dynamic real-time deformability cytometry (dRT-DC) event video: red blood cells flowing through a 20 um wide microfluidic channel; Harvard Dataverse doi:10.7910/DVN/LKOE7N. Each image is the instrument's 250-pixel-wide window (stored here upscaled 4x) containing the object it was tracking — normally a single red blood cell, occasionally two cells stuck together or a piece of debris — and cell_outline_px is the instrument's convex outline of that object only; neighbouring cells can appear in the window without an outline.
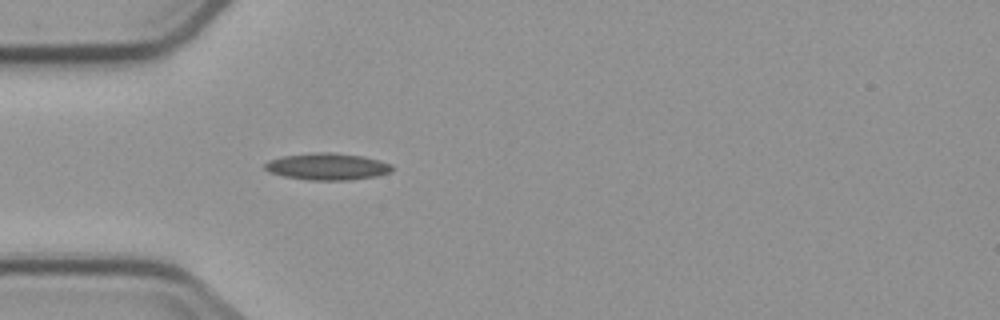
{"species": "common noctule bat (a hibernating species)", "species_latin": "Nyctalus noctula", "temperature_condition": "cold", "stored_images_in_passage": 1, "camera_frame_rate_fps": 3000, "um_per_image_px": 0.085, "animal": {"sex": "male", "body_mass_g": 23.1, "forearm_length_mm": 52.7}, "frame": {"image": 1, "passage_image": 1, "time_ms": 0.0, "image_size_px": [1000, 320], "cell_outline_px": [[392, 172], [376, 176], [352, 180], [308, 180], [284, 176], [268, 172], [264, 168], [264, 164], [268, 160], [280, 156], [316, 152], [332, 152], [364, 156], [380, 160], [392, 164]], "centroid_in_image_um": [27.82, 14.15], "position_along_channel_um": 57.2, "area_um2": 20.17}}